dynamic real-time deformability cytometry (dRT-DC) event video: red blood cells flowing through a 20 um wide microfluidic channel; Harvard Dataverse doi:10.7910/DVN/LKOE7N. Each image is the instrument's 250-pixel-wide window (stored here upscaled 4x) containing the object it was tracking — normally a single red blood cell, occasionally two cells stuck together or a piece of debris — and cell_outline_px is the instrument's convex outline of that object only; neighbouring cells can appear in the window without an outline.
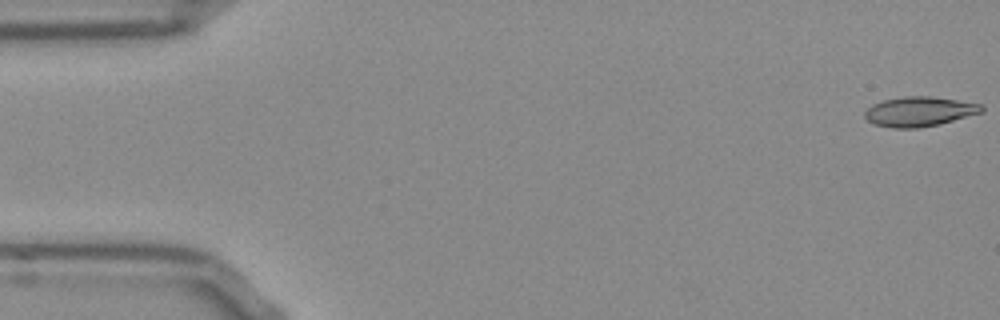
{"species": "Egyptian fruit bat (a non-hibernating species)", "species_latin": "Rousettus aegyptiacus", "temperature_condition": "room temperature", "stored_images_in_passage": 9, "camera_frame_rate_fps": 3000, "um_per_image_px": 0.085, "frame": {"image": 1, "passage_image": 1, "time_ms": 0.0, "image_size_px": [1000, 320], "cell_outline_px": [[984, 112], [940, 124], [920, 128], [892, 128], [872, 124], [864, 116], [864, 112], [872, 104], [884, 100], [904, 96], [932, 96], [980, 104], [984, 108]], "centroid_in_image_um": [78.13, 9.49], "position_along_channel_um": 6.9, "area_um2": 20.35}}